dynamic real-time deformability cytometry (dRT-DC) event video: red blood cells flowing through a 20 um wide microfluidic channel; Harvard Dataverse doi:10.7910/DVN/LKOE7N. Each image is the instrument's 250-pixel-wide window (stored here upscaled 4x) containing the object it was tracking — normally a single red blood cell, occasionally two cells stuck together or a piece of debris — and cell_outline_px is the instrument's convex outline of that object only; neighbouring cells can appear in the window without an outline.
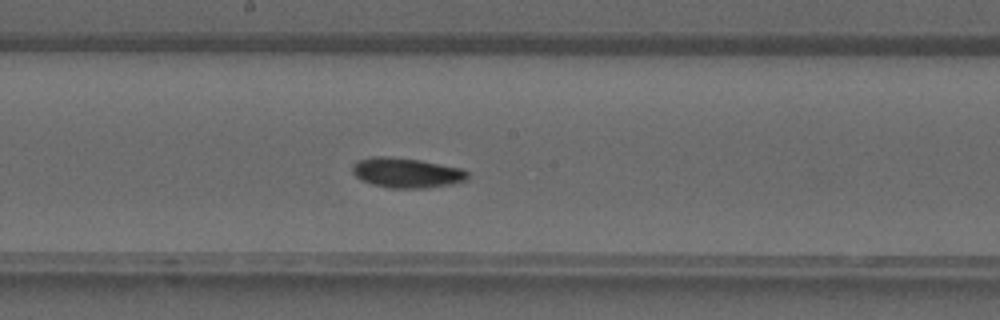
{"species": "common noctule bat (a hibernating species)", "species_latin": "Nyctalus noctula", "temperature_condition": "warm", "stored_images_in_passage": 34, "camera_frame_rate_fps": 3000, "um_per_image_px": 0.085, "animal": {"sex": "male", "forearm_length_mm": 52.5}, "frame": {"image": 1, "passage_image": 16, "time_ms": 5.0, "image_size_px": [1000, 320], "cell_outline_px": [[468, 180], [456, 184], [428, 188], [392, 188], [372, 184], [356, 176], [352, 172], [352, 164], [356, 160], [372, 156], [388, 156], [420, 160], [464, 168], [468, 172]], "centroid_in_image_um": [34.61, 14.68], "position_along_channel_um": 213.6, "area_um2": 20.46}}
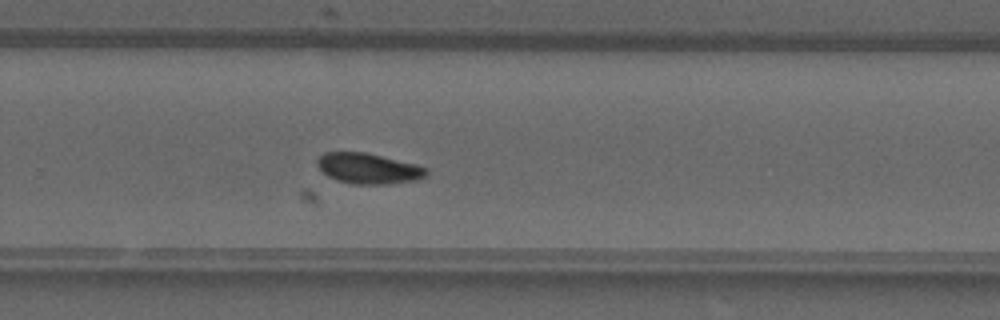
{"frame": {"image": 2, "passage_image": 21, "time_ms": 6.667, "image_size_px": [1000, 320], "cell_outline_px": [[428, 176], [420, 180], [388, 184], [352, 184], [336, 180], [328, 176], [316, 164], [316, 160], [324, 152], [364, 152], [416, 164], [428, 168]], "centroid_in_image_um": [31.35, 14.33], "position_along_channel_um": 298.4, "area_um2": 19.59}}
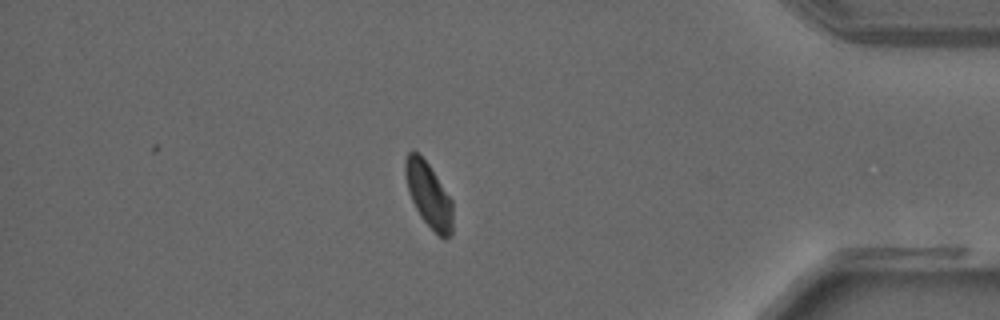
{"frame": {"image": 3, "passage_image": 29, "time_ms": 9.333, "image_size_px": [1000, 320], "cell_outline_px": [[452, 236], [444, 240], [420, 216], [412, 200], [408, 188], [404, 172], [404, 160], [408, 152], [416, 152], [428, 164], [452, 200]], "centroid_in_image_um": [36.44, 16.58], "position_along_channel_um": 398.8, "area_um2": 17.57}}